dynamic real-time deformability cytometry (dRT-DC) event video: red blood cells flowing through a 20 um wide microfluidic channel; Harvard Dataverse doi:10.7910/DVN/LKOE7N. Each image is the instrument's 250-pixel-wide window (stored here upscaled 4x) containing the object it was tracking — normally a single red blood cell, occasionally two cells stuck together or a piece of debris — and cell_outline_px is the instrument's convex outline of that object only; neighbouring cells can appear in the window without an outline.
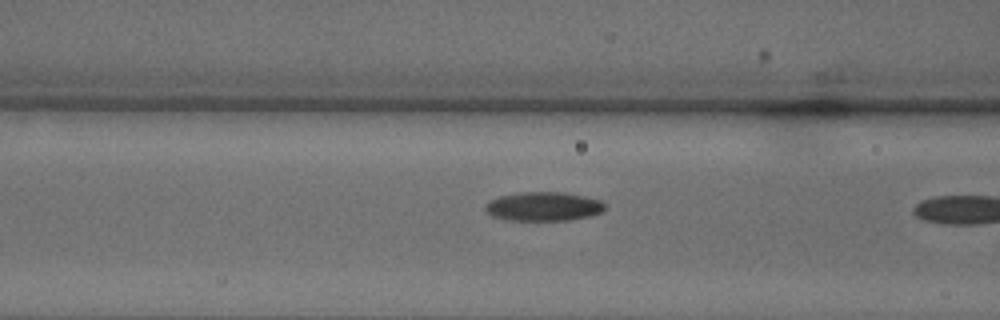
{"species": "common noctule bat (a hibernating species)", "species_latin": "Nyctalus noctula", "temperature_condition": "warm", "stored_images_in_passage": 10, "camera_frame_rate_fps": 3000, "um_per_image_px": 0.085, "animal": {"sex": "male", "body_mass_g": 18.8}, "frame": {"image": 1, "passage_image": 9, "time_ms": 2.667, "image_size_px": [1000, 320], "cell_outline_px": [[604, 212], [592, 216], [568, 220], [508, 220], [492, 216], [484, 212], [484, 204], [488, 200], [500, 196], [520, 192], [564, 192], [584, 196], [600, 200], [604, 204]], "centroid_in_image_um": [46.16, 17.55], "position_along_channel_um": 120.4, "area_um2": 20.46}}